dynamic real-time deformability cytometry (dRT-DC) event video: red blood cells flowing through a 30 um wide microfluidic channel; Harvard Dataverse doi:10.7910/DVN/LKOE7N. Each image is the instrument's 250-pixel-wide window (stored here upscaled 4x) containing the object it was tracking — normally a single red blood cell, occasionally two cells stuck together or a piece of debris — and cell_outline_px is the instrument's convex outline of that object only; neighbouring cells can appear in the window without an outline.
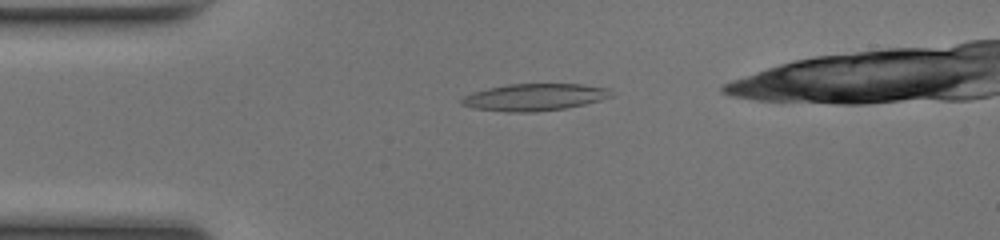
{"species": "common noctule bat (a hibernating species)", "species_latin": "Nyctalus noctula", "temperature_condition": "room temperature", "stored_images_in_passage": 41, "camera_frame_rate_fps": 3000, "um_per_image_px": 0.085, "animal": {"sex": "female", "body_mass_g": 17.0, "forearm_length_mm": 48.0}, "frame": {"image": 1, "passage_image": 6, "time_ms": 1.667, "image_size_px": [1000, 240], "cell_outline_px": [[612, 96], [600, 100], [584, 104], [564, 108], [536, 112], [508, 112], [476, 108], [460, 104], [460, 100], [464, 96], [472, 92], [488, 88], [508, 84], [584, 84], [608, 88], [612, 92]], "centroid_in_image_um": [45.43, 8.25], "position_along_channel_um": 39.6, "area_um2": 23.47}}
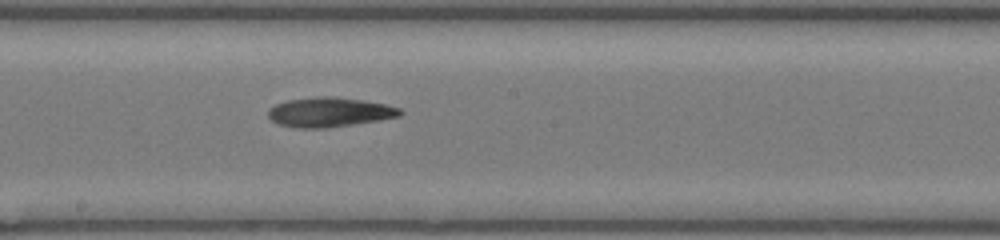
{"frame": {"image": 2, "passage_image": 21, "time_ms": 6.667, "image_size_px": [1000, 240], "cell_outline_px": [[404, 112], [400, 116], [328, 128], [296, 128], [280, 124], [272, 120], [268, 116], [268, 112], [276, 104], [288, 100], [320, 96], [332, 96], [360, 100], [384, 104], [400, 108]], "centroid_in_image_um": [28.0, 9.53], "position_along_channel_um": 220.2, "area_um2": 22.37}}
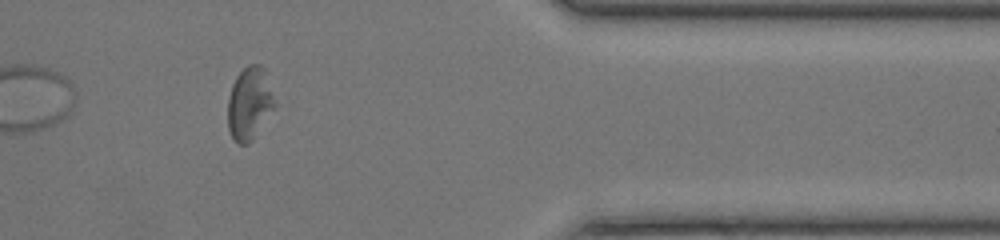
{"frame": {"image": 3, "passage_image": 35, "time_ms": 11.333, "image_size_px": [1000, 240], "cell_outline_px": [[280, 104], [252, 140], [248, 144], [240, 144], [232, 136], [228, 128], [228, 96], [232, 84], [236, 76], [248, 64], [260, 64], [264, 68]], "centroid_in_image_um": [21.28, 8.77], "position_along_channel_um": 390.1, "area_um2": 20.63}}